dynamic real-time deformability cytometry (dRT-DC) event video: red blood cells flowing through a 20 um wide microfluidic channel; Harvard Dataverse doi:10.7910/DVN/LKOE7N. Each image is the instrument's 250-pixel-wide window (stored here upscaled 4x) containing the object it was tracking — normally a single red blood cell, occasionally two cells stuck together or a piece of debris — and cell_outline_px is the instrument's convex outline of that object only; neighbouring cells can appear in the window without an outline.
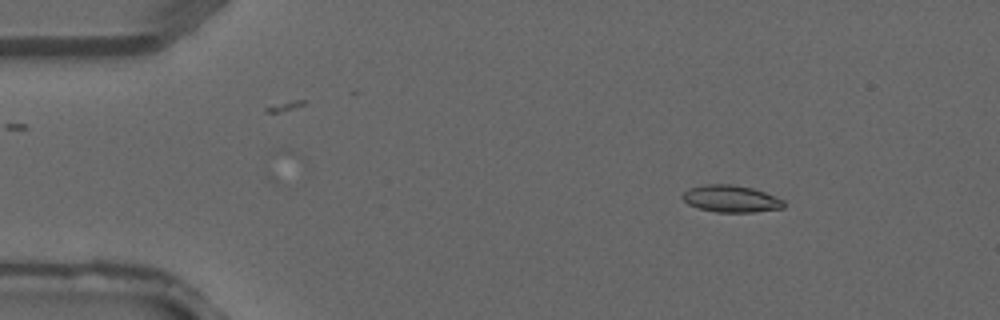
{"species": "common noctule bat (a hibernating species)", "species_latin": "Nyctalus noctula", "temperature_condition": "warm", "stored_images_in_passage": 2, "camera_frame_rate_fps": 3000, "um_per_image_px": 0.085, "animal": {"sex": "male", "forearm_length_mm": 52.5}, "frame": {"image": 1, "passage_image": 1, "time_ms": 0.0, "image_size_px": [1000, 320], "cell_outline_px": [[784, 208], [752, 212], [716, 212], [700, 208], [688, 204], [680, 196], [688, 188], [704, 184], [732, 184], [752, 188], [764, 192], [784, 200]], "centroid_in_image_um": [62.11, 16.89], "position_along_channel_um": 22.9, "area_um2": 15.9}}
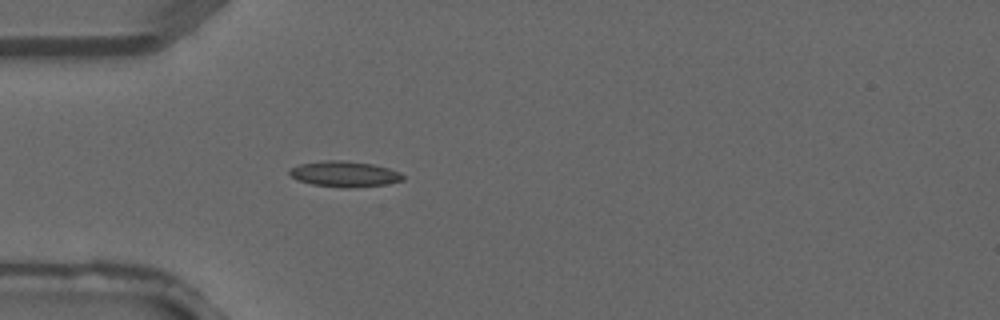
{"frame": {"image": 2, "passage_image": 2, "time_ms": 0.333, "image_size_px": [1000, 320], "cell_outline_px": [[404, 180], [388, 184], [348, 188], [340, 188], [312, 184], [296, 180], [288, 172], [288, 168], [300, 164], [328, 160], [344, 160], [372, 164], [388, 168], [400, 172], [404, 176]], "centroid_in_image_um": [29.27, 14.8], "position_along_channel_um": 55.7, "area_um2": 17.11}}